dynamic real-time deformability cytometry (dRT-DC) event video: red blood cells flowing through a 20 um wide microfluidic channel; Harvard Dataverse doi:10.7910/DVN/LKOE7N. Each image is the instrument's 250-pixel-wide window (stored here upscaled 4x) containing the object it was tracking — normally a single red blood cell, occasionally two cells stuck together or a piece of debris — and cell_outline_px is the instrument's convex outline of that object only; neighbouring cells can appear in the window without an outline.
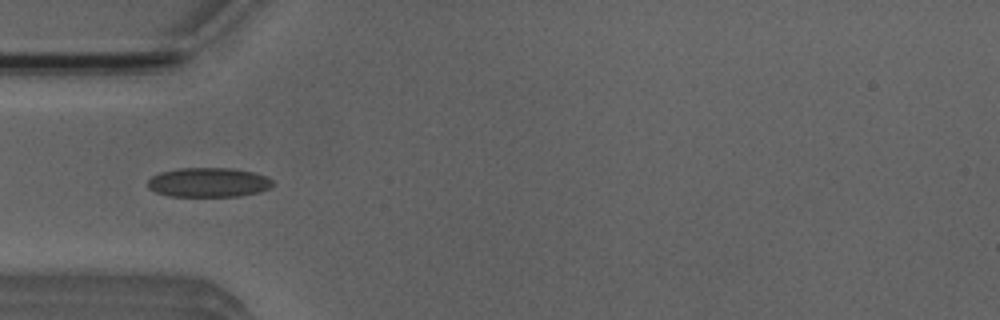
{"species": "Egyptian fruit bat (a non-hibernating species)", "species_latin": "Rousettus aegyptiacus", "temperature_condition": "room temperature", "stored_images_in_passage": 33, "camera_frame_rate_fps": 3000, "um_per_image_px": 0.085, "animal": {"sex": "male"}, "frame": {"image": 1, "passage_image": 7, "time_ms": 2.0, "image_size_px": [1000, 320], "cell_outline_px": [[272, 184], [268, 188], [260, 192], [240, 196], [168, 196], [156, 192], [148, 188], [148, 180], [152, 176], [160, 172], [176, 168], [232, 168], [252, 172], [264, 176], [272, 180]], "centroid_in_image_um": [17.68, 15.5], "position_along_channel_um": 67.3, "area_um2": 21.39}}
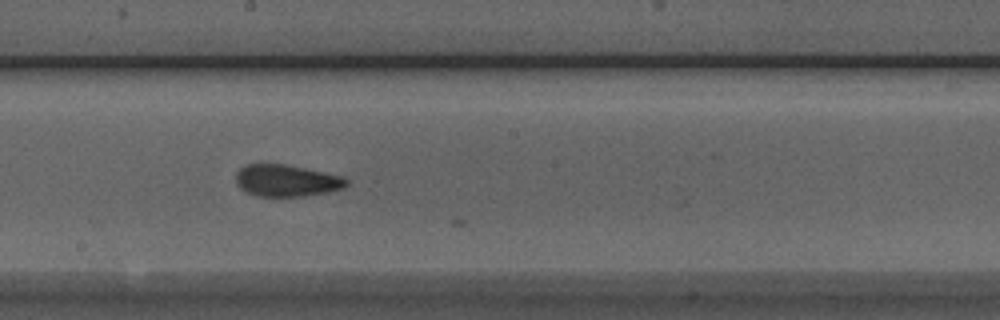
{"frame": {"image": 2, "passage_image": 19, "time_ms": 6.0, "image_size_px": [1000, 320], "cell_outline_px": [[348, 184], [344, 188], [328, 192], [304, 196], [260, 196], [244, 192], [236, 184], [236, 172], [244, 164], [284, 164], [344, 176], [348, 180]], "centroid_in_image_um": [24.35, 15.35], "position_along_channel_um": 223.9, "area_um2": 20.63}}
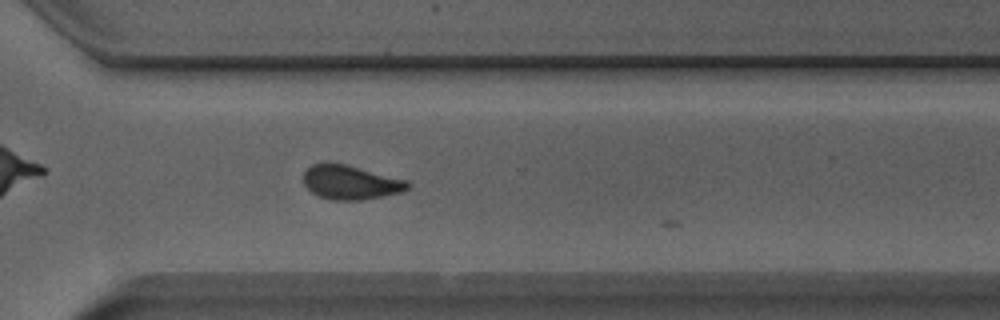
{"frame": {"image": 3, "passage_image": 28, "time_ms": 9.0, "image_size_px": [1000, 320], "cell_outline_px": [[412, 184], [408, 188], [400, 192], [360, 200], [332, 200], [320, 196], [312, 192], [304, 184], [304, 172], [312, 164], [328, 160], [348, 164], [408, 180]], "centroid_in_image_um": [29.79, 15.45], "position_along_channel_um": 340.8, "area_um2": 21.04}, "authors_computed_cell_mechanics": {"area_um2": 20.9236, "velocity_mm_per_s": 3.9017, "shape_relaxation_time_tau1_ms": null, "shape_relaxation_time_tau2_ms": 1.5421, "deformation_change_tau1": null, "deformation_change_tau2": 0.0645}}